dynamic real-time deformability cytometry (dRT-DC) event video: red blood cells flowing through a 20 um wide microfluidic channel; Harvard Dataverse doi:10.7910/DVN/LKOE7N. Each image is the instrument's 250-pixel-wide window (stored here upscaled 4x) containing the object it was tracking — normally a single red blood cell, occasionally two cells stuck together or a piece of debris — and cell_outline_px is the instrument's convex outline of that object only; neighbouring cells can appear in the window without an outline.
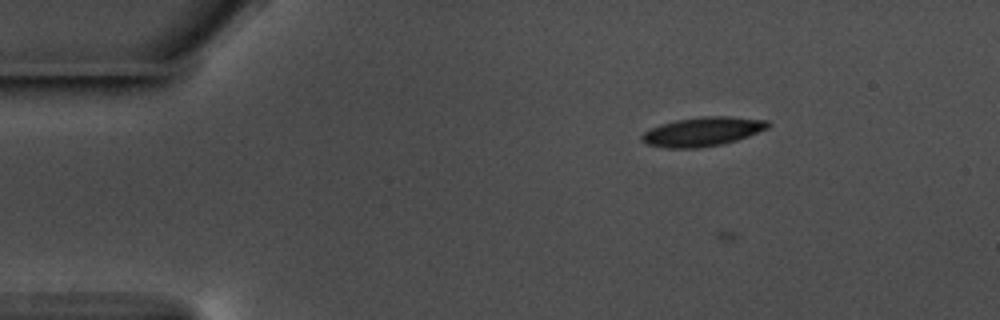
{"species": "common noctule bat (a hibernating species)", "species_latin": "Nyctalus noctula", "temperature_condition": "warm", "stored_images_in_passage": 18, "camera_frame_rate_fps": 3000, "um_per_image_px": 0.085, "animal": {"sex": "male", "body_mass_g": 17.5, "forearm_length_mm": 52.3}, "frame": {"image": 1, "passage_image": 12, "time_ms": 3.667, "image_size_px": [1000, 320], "cell_outline_px": [[772, 124], [768, 128], [748, 136], [736, 140], [720, 144], [696, 148], [668, 148], [648, 144], [640, 140], [640, 136], [644, 132], [660, 124], [676, 120], [704, 116], [728, 116], [768, 120]], "centroid_in_image_um": [59.73, 11.18], "position_along_channel_um": 25.3, "area_um2": 21.27}}